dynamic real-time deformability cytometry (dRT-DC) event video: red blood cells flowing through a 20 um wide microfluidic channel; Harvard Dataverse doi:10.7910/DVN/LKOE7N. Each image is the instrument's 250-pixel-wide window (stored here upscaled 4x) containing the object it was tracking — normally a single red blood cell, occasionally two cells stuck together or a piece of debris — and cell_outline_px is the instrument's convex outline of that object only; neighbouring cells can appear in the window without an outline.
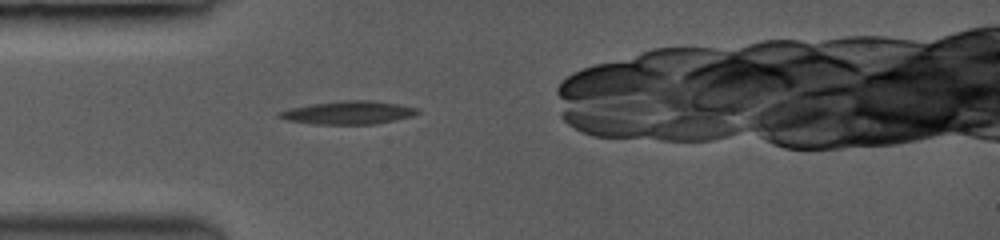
{"species": "common noctule bat (a hibernating species)", "species_latin": "Nyctalus noctula", "temperature_condition": "room temperature", "stored_images_in_passage": 35, "camera_frame_rate_fps": 3500, "um_per_image_px": 0.085, "animal": {"sex": "female", "body_mass_g": 19.0, "forearm_length_mm": 53.3}, "frame": {"image": 1, "passage_image": 1, "time_ms": 0.0, "image_size_px": [1000, 240], "cell_outline_px": [[420, 112], [412, 116], [396, 120], [376, 124], [316, 124], [288, 120], [276, 116], [280, 112], [292, 108], [312, 104], [348, 100], [368, 100], [396, 104], [416, 108]], "centroid_in_image_um": [29.64, 9.58], "position_along_channel_um": 55.4, "area_um2": 18.26}}
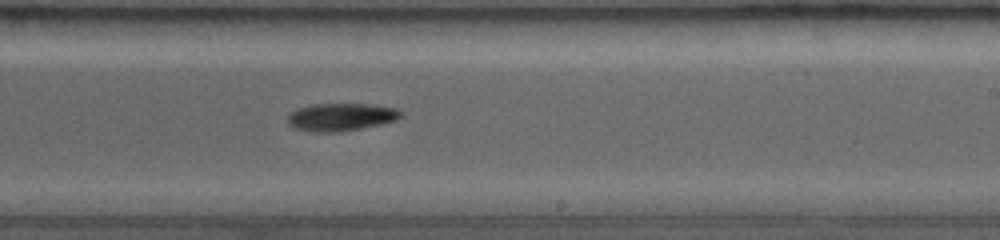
{"frame": {"image": 2, "passage_image": 19, "time_ms": 5.143, "image_size_px": [1000, 240], "cell_outline_px": [[400, 116], [396, 120], [380, 124], [340, 132], [316, 132], [296, 128], [288, 124], [288, 116], [292, 112], [300, 108], [316, 104], [364, 104], [392, 108], [400, 112]], "centroid_in_image_um": [28.94, 9.96], "position_along_channel_um": 260.1, "area_um2": 17.69}}
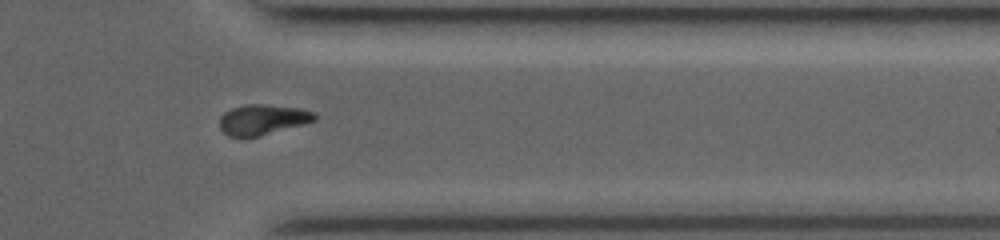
{"frame": {"image": 3, "passage_image": 30, "time_ms": 8.286, "image_size_px": [1000, 240], "cell_outline_px": [[316, 120], [304, 124], [260, 136], [228, 136], [220, 128], [220, 116], [224, 112], [232, 108], [244, 104], [268, 104], [300, 108], [316, 112]], "centroid_in_image_um": [22.34, 10.14], "position_along_channel_um": 389.1, "area_um2": 16.88}}